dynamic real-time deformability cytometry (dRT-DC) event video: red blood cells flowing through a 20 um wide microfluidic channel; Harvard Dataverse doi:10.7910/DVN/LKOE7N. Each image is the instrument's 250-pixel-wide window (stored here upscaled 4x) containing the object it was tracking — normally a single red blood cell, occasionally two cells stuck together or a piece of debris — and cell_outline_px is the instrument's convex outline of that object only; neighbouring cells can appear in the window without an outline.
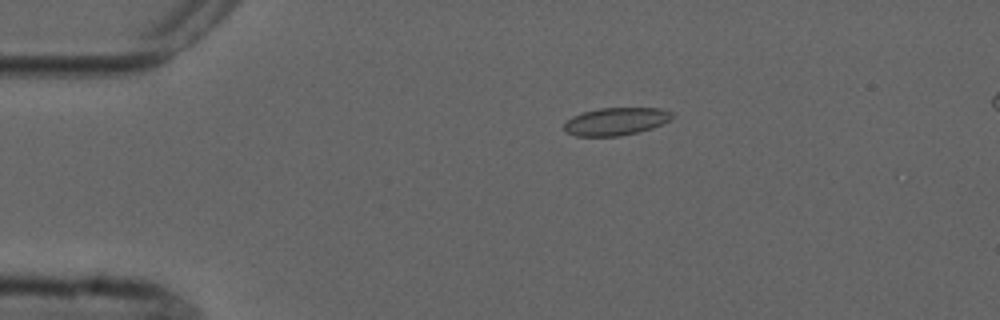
{"species": "common noctule bat (a hibernating species)", "species_latin": "Nyctalus noctula", "temperature_condition": "cold", "stored_images_in_passage": 4, "camera_frame_rate_fps": 3000, "um_per_image_px": 0.085, "animal": {"sex": "male", "forearm_length_mm": 52.5}, "frame": {"image": 1, "passage_image": 2, "time_ms": 2.0, "image_size_px": [1000, 320], "cell_outline_px": [[672, 116], [668, 120], [652, 128], [620, 136], [576, 136], [568, 132], [564, 128], [564, 124], [572, 116], [584, 112], [600, 108], [664, 108], [672, 112]], "centroid_in_image_um": [52.35, 10.31], "position_along_channel_um": 32.7, "area_um2": 17.17}}